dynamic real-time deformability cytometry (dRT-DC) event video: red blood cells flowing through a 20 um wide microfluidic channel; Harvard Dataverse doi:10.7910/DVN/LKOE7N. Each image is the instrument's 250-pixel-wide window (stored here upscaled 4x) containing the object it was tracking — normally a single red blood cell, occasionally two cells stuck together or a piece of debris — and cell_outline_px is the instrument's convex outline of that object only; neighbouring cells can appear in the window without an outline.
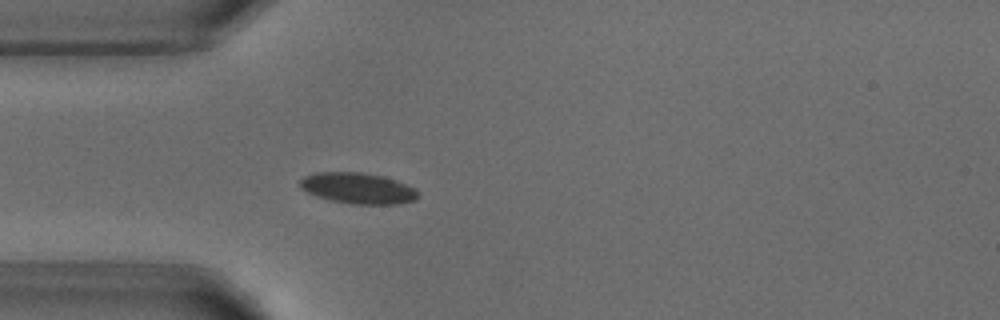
{"species": "common noctule bat (a hibernating species)", "species_latin": "Nyctalus noctula", "temperature_condition": "warm", "stored_images_in_passage": 5, "camera_frame_rate_fps": 3000, "um_per_image_px": 0.085, "animal": {"sex": "male", "body_mass_g": 18.8}, "frame": {"image": 1, "passage_image": 5, "time_ms": 4.667, "image_size_px": [1000, 320], "cell_outline_px": [[420, 196], [416, 200], [400, 204], [352, 204], [332, 200], [316, 196], [300, 188], [300, 180], [304, 176], [316, 172], [360, 172], [384, 176], [396, 180], [416, 188], [420, 192]], "centroid_in_image_um": [30.48, 16.0], "position_along_channel_um": 54.5, "area_um2": 21.5}}